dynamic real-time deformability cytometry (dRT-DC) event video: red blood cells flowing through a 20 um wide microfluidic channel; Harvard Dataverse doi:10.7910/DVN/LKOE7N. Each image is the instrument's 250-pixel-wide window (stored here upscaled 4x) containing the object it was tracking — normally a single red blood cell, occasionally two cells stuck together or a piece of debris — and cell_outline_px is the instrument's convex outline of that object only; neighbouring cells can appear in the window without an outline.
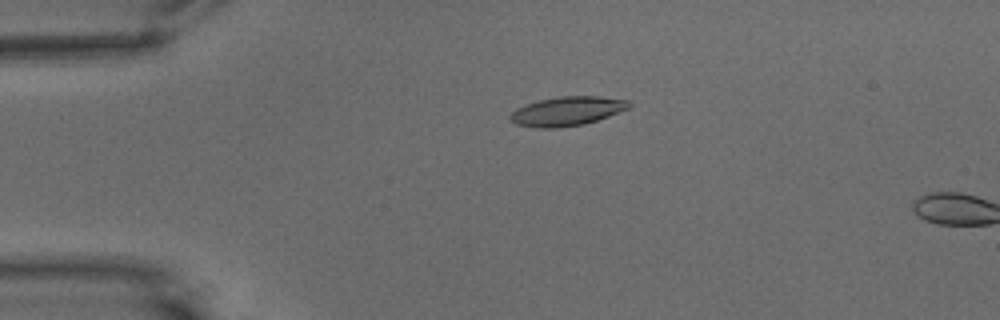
{"species": "common noctule bat (a hibernating species)", "species_latin": "Nyctalus noctula", "temperature_condition": "warm", "stored_images_in_passage": 15, "camera_frame_rate_fps": 3000, "um_per_image_px": 0.085, "animal": {"sex": "male", "body_mass_g": 15.6}, "frame": {"image": 1, "passage_image": 13, "time_ms": 4.0, "image_size_px": [1000, 320], "cell_outline_px": [[632, 104], [628, 108], [608, 116], [584, 124], [556, 128], [536, 128], [516, 124], [508, 116], [516, 108], [540, 100], [560, 96], [600, 96], [628, 100]], "centroid_in_image_um": [48.2, 9.45], "position_along_channel_um": 36.8, "area_um2": 20.0}}